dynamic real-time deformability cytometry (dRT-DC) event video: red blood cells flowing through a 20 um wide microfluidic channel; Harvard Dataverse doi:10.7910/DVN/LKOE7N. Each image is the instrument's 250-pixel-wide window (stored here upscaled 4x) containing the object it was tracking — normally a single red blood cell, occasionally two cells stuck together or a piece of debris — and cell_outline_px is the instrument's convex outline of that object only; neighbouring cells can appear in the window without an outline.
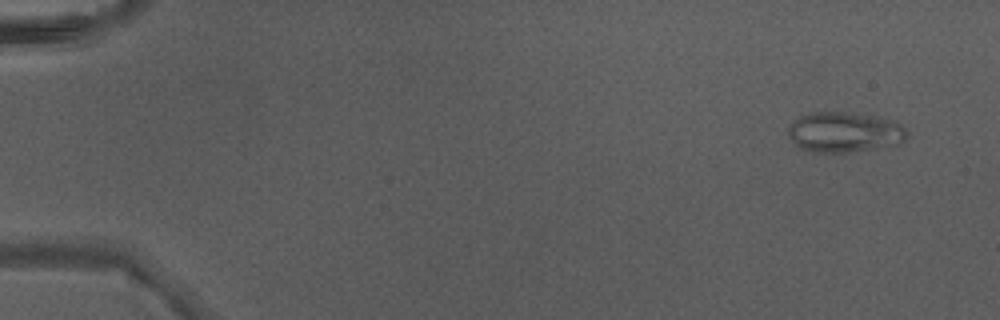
{"species": "Egyptian fruit bat (a non-hibernating species)", "species_latin": "Rousettus aegyptiacus", "temperature_condition": "warm", "stored_images_in_passage": 4, "camera_frame_rate_fps": 3000, "um_per_image_px": 0.085, "animal": {"sex": "male"}, "frame": {"image": 1, "passage_image": 1, "time_ms": 0.0, "image_size_px": [1000, 320], "cell_outline_px": [[908, 136], [900, 144], [848, 152], [812, 152], [800, 148], [788, 136], [788, 128], [800, 116], [816, 112], [840, 112], [872, 116], [896, 120], [908, 132]], "centroid_in_image_um": [71.8, 11.24], "position_along_channel_um": 13.2, "area_um2": 27.63}}
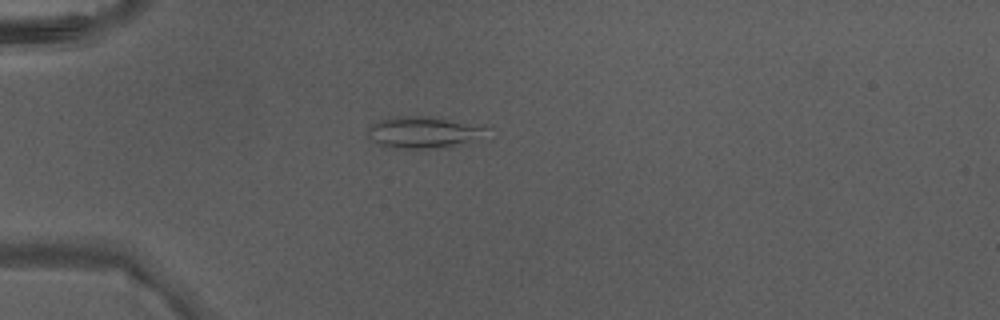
{"frame": {"image": 2, "passage_image": 4, "time_ms": 1.0, "image_size_px": [1000, 320], "cell_outline_px": [[492, 128], [448, 148], [392, 148], [380, 144], [368, 136], [368, 128], [372, 124], [380, 120], [392, 116], [432, 116], [484, 124]], "centroid_in_image_um": [35.97, 11.21], "position_along_channel_um": 49.0, "area_um2": 21.73}}